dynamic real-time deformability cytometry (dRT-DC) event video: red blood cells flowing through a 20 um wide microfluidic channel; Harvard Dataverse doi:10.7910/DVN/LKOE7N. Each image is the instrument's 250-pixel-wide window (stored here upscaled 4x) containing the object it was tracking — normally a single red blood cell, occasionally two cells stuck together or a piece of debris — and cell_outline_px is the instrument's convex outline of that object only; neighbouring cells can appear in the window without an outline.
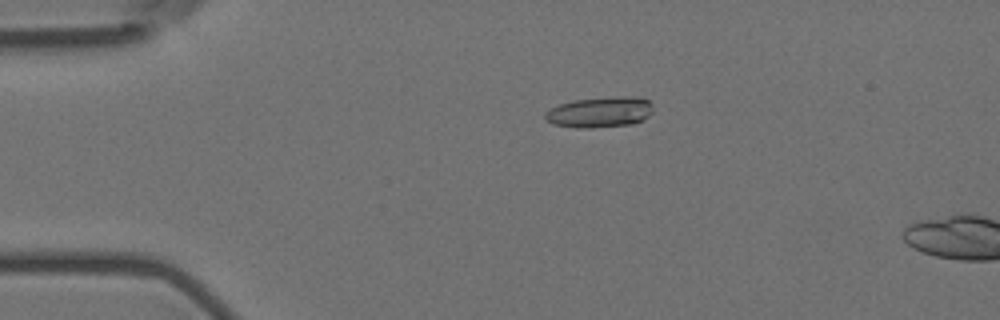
{"species": "Egyptian fruit bat (a non-hibernating species)", "species_latin": "Rousettus aegyptiacus", "temperature_condition": "room temperature", "stored_images_in_passage": 16, "camera_frame_rate_fps": 3000, "um_per_image_px": 0.085, "animal": {"sex": "female"}, "frame": {"image": 1, "passage_image": 12, "time_ms": 3.667, "image_size_px": [1000, 320], "cell_outline_px": [[652, 112], [644, 120], [632, 124], [592, 128], [576, 128], [552, 124], [544, 120], [544, 112], [560, 104], [576, 100], [624, 96], [640, 96], [648, 100], [652, 104]], "centroid_in_image_um": [51.0, 9.54], "position_along_channel_um": 34.0, "area_um2": 19.42}}